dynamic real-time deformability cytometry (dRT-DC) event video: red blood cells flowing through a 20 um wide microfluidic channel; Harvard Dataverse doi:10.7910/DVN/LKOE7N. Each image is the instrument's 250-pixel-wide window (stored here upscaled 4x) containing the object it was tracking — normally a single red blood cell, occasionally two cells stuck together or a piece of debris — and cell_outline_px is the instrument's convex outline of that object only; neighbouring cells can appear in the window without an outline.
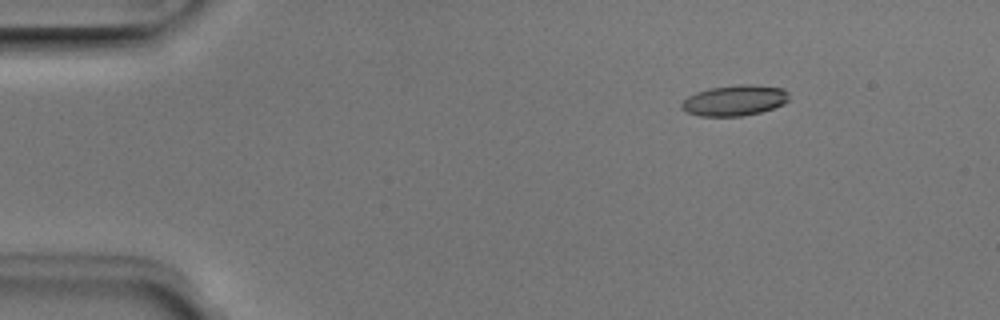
{"species": "Egyptian fruit bat (a non-hibernating species)", "species_latin": "Rousettus aegyptiacus", "temperature_condition": "room temperature", "stored_images_in_passage": 4, "camera_frame_rate_fps": 3000, "um_per_image_px": 0.085, "animal": {"sex": "male"}, "frame": {"image": 1, "passage_image": 1, "time_ms": 0.0, "image_size_px": [1000, 320], "cell_outline_px": [[788, 100], [784, 104], [760, 112], [740, 116], [700, 116], [688, 112], [680, 108], [680, 104], [688, 96], [696, 92], [712, 88], [740, 84], [748, 84], [784, 88], [788, 92]], "centroid_in_image_um": [62.44, 8.53], "position_along_channel_um": 22.6, "area_um2": 19.07}}
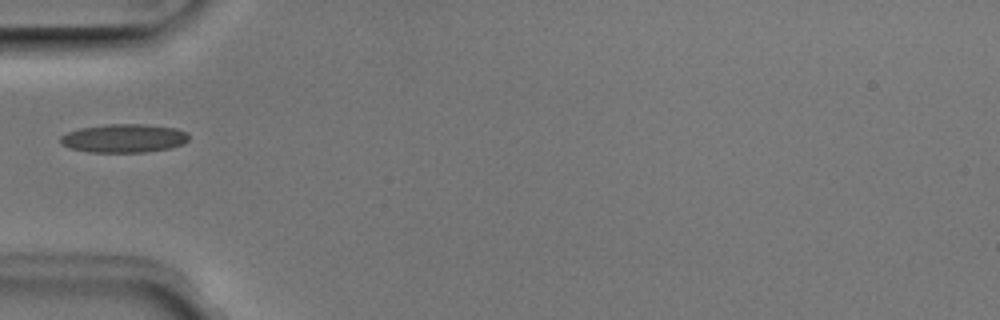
{"frame": {"image": 2, "passage_image": 4, "time_ms": 1.0, "image_size_px": [1000, 320], "cell_outline_px": [[188, 140], [184, 144], [168, 148], [144, 152], [88, 152], [72, 148], [60, 144], [60, 136], [68, 132], [80, 128], [108, 124], [148, 124], [176, 128], [188, 132]], "centroid_in_image_um": [10.55, 11.74], "position_along_channel_um": 74.5, "area_um2": 21.39}}